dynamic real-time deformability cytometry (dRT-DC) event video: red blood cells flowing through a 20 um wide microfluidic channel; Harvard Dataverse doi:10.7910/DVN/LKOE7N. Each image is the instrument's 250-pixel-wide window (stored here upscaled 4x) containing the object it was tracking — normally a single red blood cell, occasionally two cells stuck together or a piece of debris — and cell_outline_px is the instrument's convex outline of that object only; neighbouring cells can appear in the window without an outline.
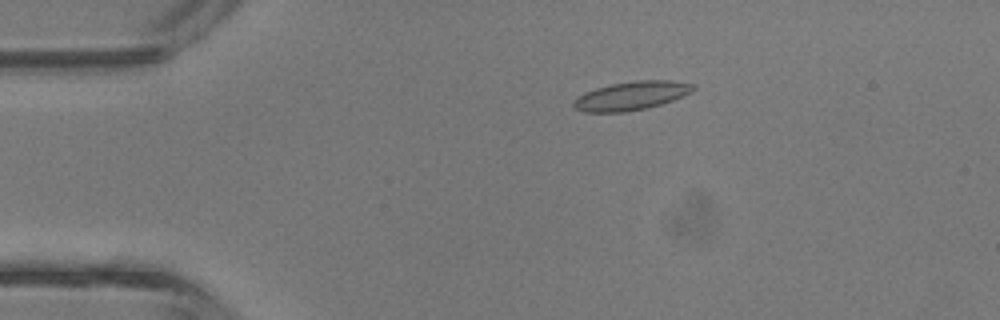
{"species": "common noctule bat (a hibernating species)", "species_latin": "Nyctalus noctula", "temperature_condition": "room temperature", "stored_images_in_passage": 41, "camera_frame_rate_fps": 3000, "um_per_image_px": 0.085, "animal": {"sex": "male", "body_mass_g": 13.3}, "frame": {"image": 1, "passage_image": 7, "time_ms": 2.0, "image_size_px": [1000, 320], "cell_outline_px": [[696, 88], [692, 92], [672, 100], [648, 108], [624, 112], [584, 112], [576, 108], [572, 104], [572, 100], [576, 96], [584, 92], [596, 88], [612, 84], [636, 80], [672, 80], [696, 84]], "centroid_in_image_um": [53.66, 8.13], "position_along_channel_um": 31.3, "area_um2": 20.11}}
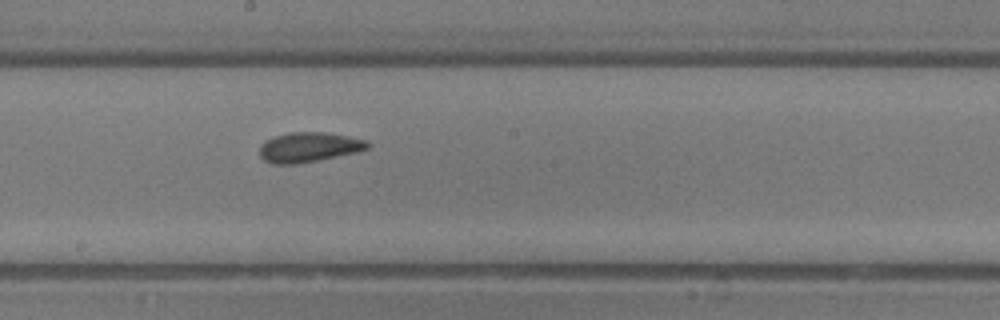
{"frame": {"image": 2, "passage_image": 22, "time_ms": 7.0, "image_size_px": [1000, 320], "cell_outline_px": [[372, 144], [368, 148], [356, 152], [296, 164], [272, 164], [264, 160], [260, 156], [260, 144], [276, 136], [288, 132], [324, 132], [348, 136], [368, 140]], "centroid_in_image_um": [26.26, 12.5], "position_along_channel_um": 221.9, "area_um2": 18.67}}
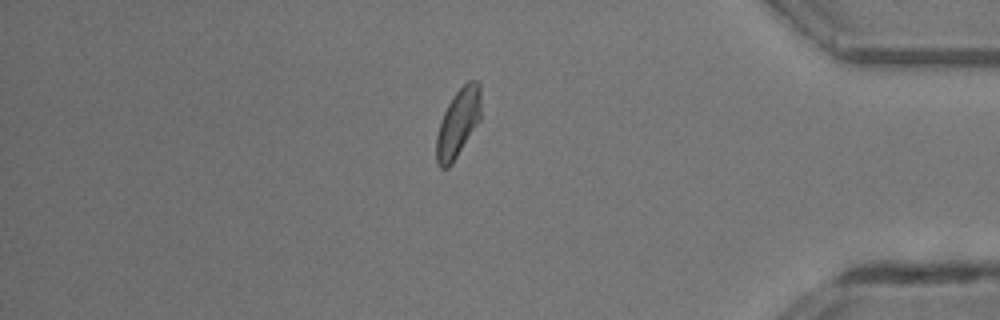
{"frame": {"image": 3, "passage_image": 35, "time_ms": 11.333, "image_size_px": [1000, 320], "cell_outline_px": [[480, 120], [452, 164], [448, 168], [440, 168], [436, 164], [436, 136], [440, 120], [452, 96], [468, 80], [476, 80], [480, 84]], "centroid_in_image_um": [38.92, 10.47], "position_along_channel_um": 396.3, "area_um2": 17.8}, "authors_computed_cell_mechanics": {"area_um2": 18.3226, "velocity_mm_per_s": 4.8098, "shape_relaxation_time_tau1_ms": 4.6123, "shape_relaxation_time_tau2_ms": 1.6789, "deformation_change_tau1": 0.1474, "deformation_change_tau2": 0.0835}}